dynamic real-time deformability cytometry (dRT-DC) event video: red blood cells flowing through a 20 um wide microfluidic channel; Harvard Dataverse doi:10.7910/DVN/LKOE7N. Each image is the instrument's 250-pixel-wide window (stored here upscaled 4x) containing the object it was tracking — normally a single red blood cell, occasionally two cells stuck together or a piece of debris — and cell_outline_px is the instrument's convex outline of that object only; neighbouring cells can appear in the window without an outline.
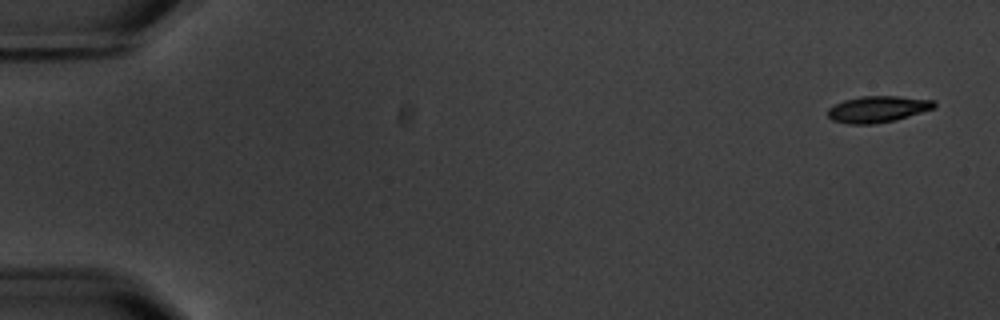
{"species": "common noctule bat (a hibernating species)", "species_latin": "Nyctalus noctula", "temperature_condition": "warm", "stored_images_in_passage": 6, "camera_frame_rate_fps": 3000, "um_per_image_px": 0.085, "animal": {"sex": "male", "body_mass_g": 20.1, "forearm_length_mm": 53.5}, "frame": {"image": 1, "passage_image": 1, "time_ms": 0.0, "image_size_px": [1000, 320], "cell_outline_px": [[936, 104], [932, 108], [896, 120], [872, 124], [848, 124], [832, 120], [828, 116], [828, 108], [844, 100], [860, 96], [900, 96], [936, 100]], "centroid_in_image_um": [74.59, 9.27], "position_along_channel_um": 10.4, "area_um2": 16.3}}
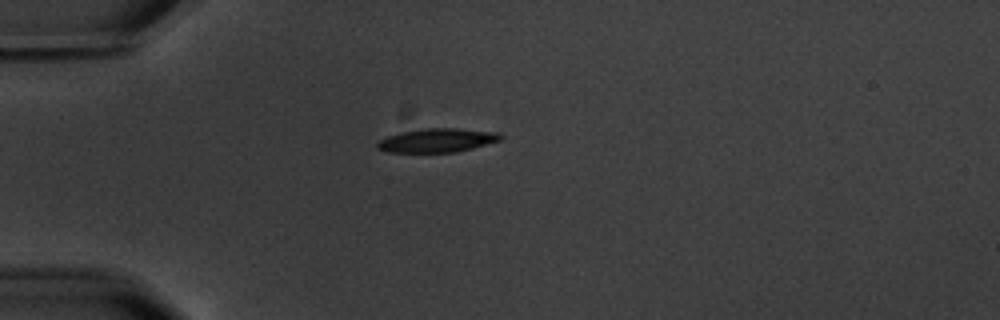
{"frame": {"image": 2, "passage_image": 5, "time_ms": 4.667, "image_size_px": [1000, 320], "cell_outline_px": [[504, 136], [500, 140], [472, 148], [456, 152], [388, 152], [376, 148], [376, 144], [380, 140], [388, 136], [400, 132], [424, 128], [456, 128], [496, 132]], "centroid_in_image_um": [37.14, 11.92], "position_along_channel_um": 47.9, "area_um2": 16.99}}